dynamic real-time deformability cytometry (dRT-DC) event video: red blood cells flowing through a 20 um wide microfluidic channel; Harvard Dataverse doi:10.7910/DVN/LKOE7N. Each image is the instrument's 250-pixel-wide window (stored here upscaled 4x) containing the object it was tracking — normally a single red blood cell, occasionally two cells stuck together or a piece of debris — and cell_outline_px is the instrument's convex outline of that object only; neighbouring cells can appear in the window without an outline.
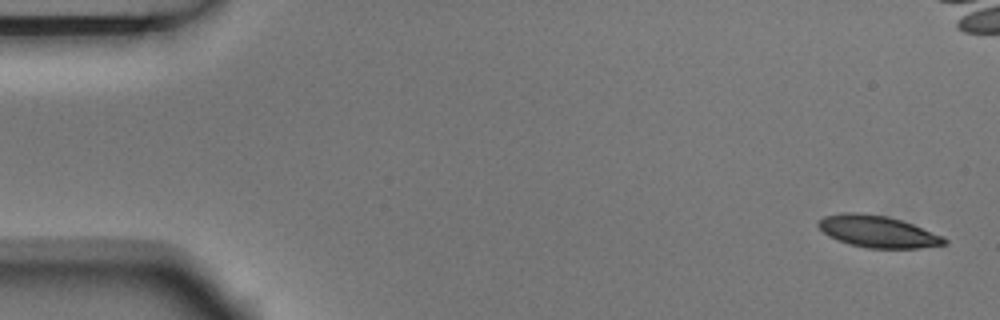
{"species": "Egyptian fruit bat (a non-hibernating species)", "species_latin": "Rousettus aegyptiacus", "temperature_condition": "room temperature", "stored_images_in_passage": 5, "camera_frame_rate_fps": 3000, "um_per_image_px": 0.085, "animal": {"sex": "male"}, "frame": {"image": 1, "passage_image": 1, "time_ms": 0.0, "image_size_px": [1000, 320], "cell_outline_px": [[948, 244], [920, 248], [868, 248], [848, 244], [836, 240], [828, 236], [816, 224], [824, 216], [844, 212], [856, 212], [888, 216], [912, 224], [944, 236], [948, 240]], "centroid_in_image_um": [74.61, 19.69], "position_along_channel_um": 10.4, "area_um2": 23.47}}